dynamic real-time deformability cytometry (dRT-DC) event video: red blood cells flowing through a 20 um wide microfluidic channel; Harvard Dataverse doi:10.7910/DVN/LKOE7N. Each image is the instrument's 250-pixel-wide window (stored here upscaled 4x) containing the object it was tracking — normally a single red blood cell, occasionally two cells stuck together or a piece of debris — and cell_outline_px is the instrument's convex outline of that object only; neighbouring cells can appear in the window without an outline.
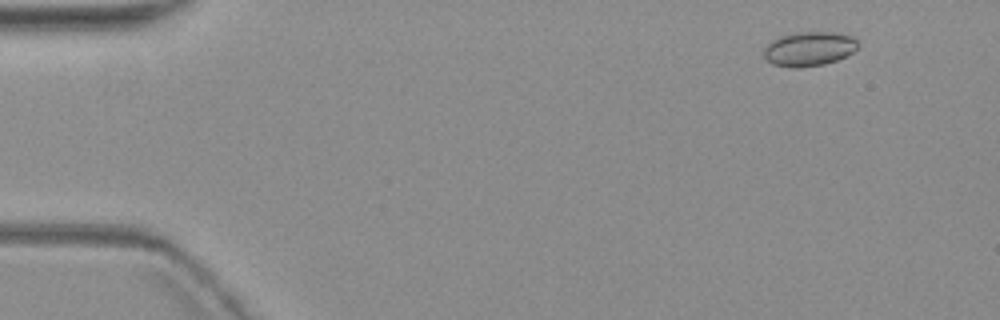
{"species": "common noctule bat (a hibernating species)", "species_latin": "Nyctalus noctula", "temperature_condition": "warm", "stored_images_in_passage": 5, "camera_frame_rate_fps": 3000, "um_per_image_px": 0.085, "animal": {"sex": "female", "body_mass_g": 19.3, "forearm_length_mm": 54.1}, "frame": {"image": 1, "passage_image": 2, "time_ms": 1.0, "image_size_px": [1000, 320], "cell_outline_px": [[860, 44], [852, 52], [836, 60], [824, 64], [800, 68], [792, 68], [772, 64], [764, 56], [764, 48], [772, 40], [780, 36], [800, 32], [836, 32], [852, 36]], "centroid_in_image_um": [68.77, 4.15], "position_along_channel_um": 16.2, "area_um2": 18.79}}
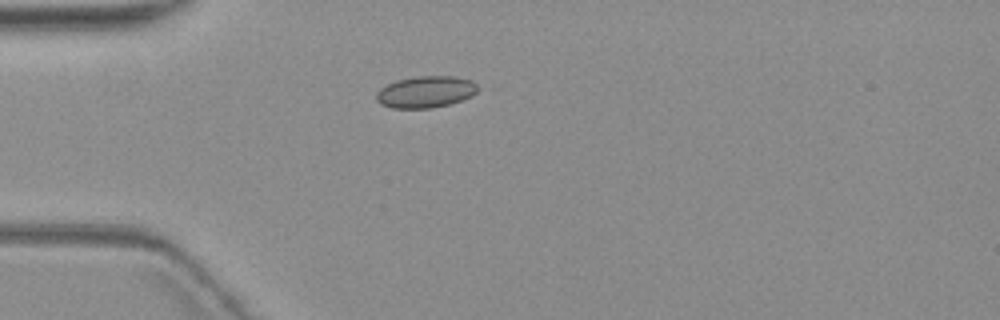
{"frame": {"image": 2, "passage_image": 5, "time_ms": 4.667, "image_size_px": [1000, 320], "cell_outline_px": [[476, 92], [472, 96], [448, 104], [432, 108], [392, 108], [380, 104], [376, 100], [376, 92], [380, 88], [396, 80], [416, 76], [456, 76], [472, 80], [476, 84]], "centroid_in_image_um": [36.15, 7.8], "position_along_channel_um": 48.8, "area_um2": 18.73}}